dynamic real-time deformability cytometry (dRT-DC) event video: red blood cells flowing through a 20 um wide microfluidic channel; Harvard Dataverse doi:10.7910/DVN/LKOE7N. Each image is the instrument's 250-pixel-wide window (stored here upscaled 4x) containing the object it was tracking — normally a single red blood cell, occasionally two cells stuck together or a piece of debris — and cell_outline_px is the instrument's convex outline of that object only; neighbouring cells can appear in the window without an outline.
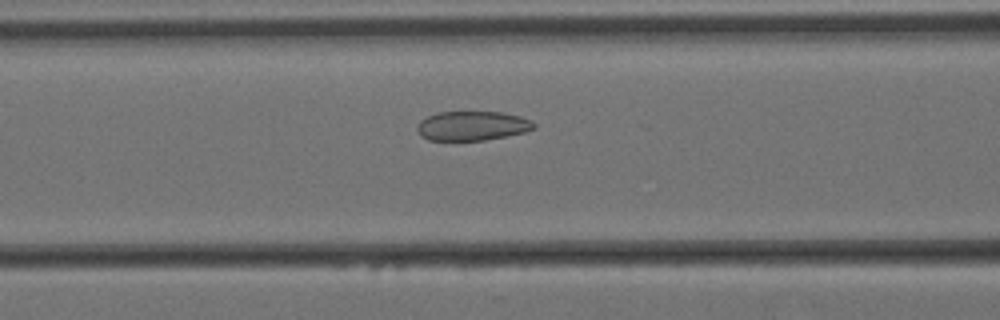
{"species": "Egyptian fruit bat (a non-hibernating species)", "species_latin": "Rousettus aegyptiacus", "temperature_condition": "cold", "stored_images_in_passage": 49, "camera_frame_rate_fps": 3000, "um_per_image_px": 0.085, "animal": {"sex": "female"}, "frame": {"image": 1, "passage_image": 13, "time_ms": 4.0, "image_size_px": [1000, 320], "cell_outline_px": [[536, 128], [524, 132], [484, 140], [428, 140], [420, 136], [416, 128], [416, 124], [420, 120], [436, 112], [500, 112], [520, 116], [532, 120], [536, 124]], "centroid_in_image_um": [40.12, 10.69], "position_along_channel_um": 126.5, "area_um2": 20.06}}
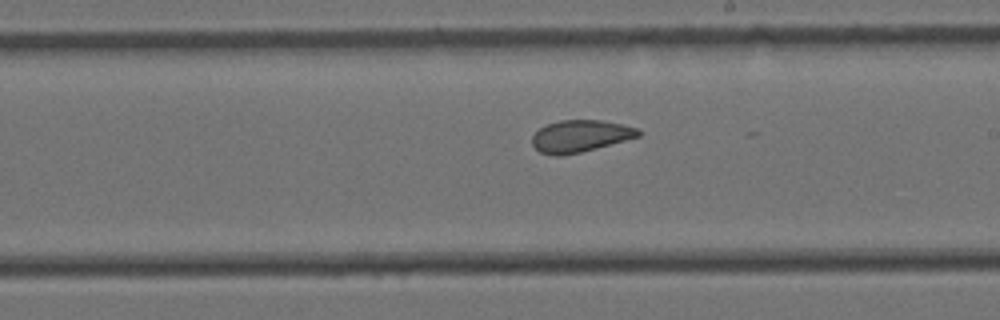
{"frame": {"image": 2, "passage_image": 23, "time_ms": 7.333, "image_size_px": [1000, 320], "cell_outline_px": [[640, 136], [596, 148], [580, 152], [560, 156], [556, 156], [540, 152], [532, 144], [532, 136], [540, 128], [548, 124], [560, 120], [600, 120], [620, 124], [636, 128], [640, 132]], "centroid_in_image_um": [49.29, 11.57], "position_along_channel_um": 239.7, "area_um2": 19.48}}
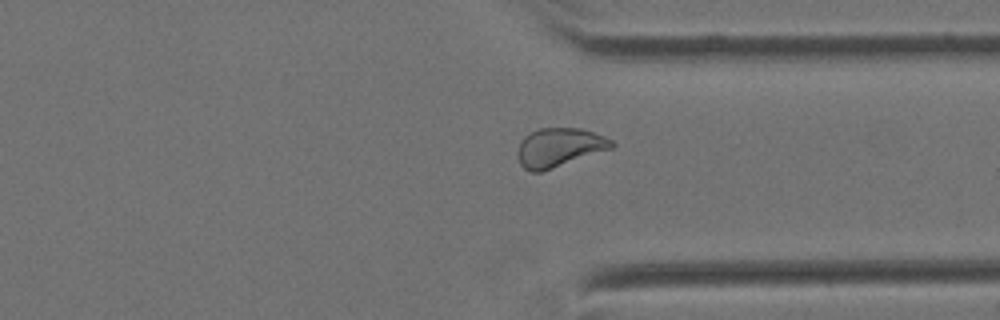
{"frame": {"image": 3, "passage_image": 34, "time_ms": 11.0, "image_size_px": [1000, 320], "cell_outline_px": [[616, 144], [612, 148], [540, 172], [532, 172], [524, 168], [520, 164], [516, 156], [516, 152], [520, 140], [528, 132], [540, 128], [580, 128], [604, 136], [612, 140]], "centroid_in_image_um": [47.48, 12.52], "position_along_channel_um": 363.9, "area_um2": 21.33}, "authors_computed_cell_mechanics": {"area_um2": 21.2704, "velocity_mm_per_s": 3.4076, "shape_relaxation_time_tau1_ms": null, "shape_relaxation_time_tau2_ms": 1.6555, "deformation_change_tau1": null, "deformation_change_tau2": 0.0611}}